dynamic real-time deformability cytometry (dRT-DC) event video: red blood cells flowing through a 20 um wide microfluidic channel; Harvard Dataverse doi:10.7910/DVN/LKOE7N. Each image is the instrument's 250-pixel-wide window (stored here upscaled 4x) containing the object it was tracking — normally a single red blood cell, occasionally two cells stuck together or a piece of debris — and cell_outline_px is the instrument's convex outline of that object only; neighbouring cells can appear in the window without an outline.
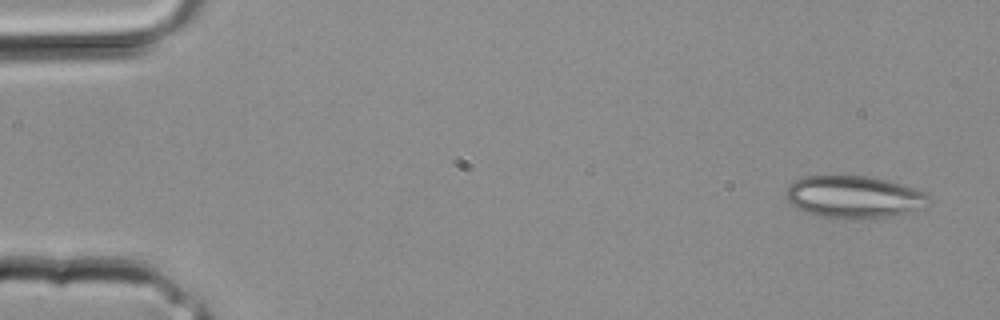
{"species": "common noctule bat (a hibernating species)", "species_latin": "Nyctalus noctula", "temperature_condition": "room temperature", "stored_images_in_passage": 23, "camera_frame_rate_fps": 3000, "um_per_image_px": 0.085, "animal": {"sex": "male", "body_mass_g": 20.4}, "frame": {"image": 1, "passage_image": 1, "time_ms": 0.0, "image_size_px": [1000, 320], "cell_outline_px": [[928, 196], [924, 208], [912, 212], [888, 216], [860, 220], [844, 220], [812, 216], [796, 208], [784, 196], [784, 192], [788, 184], [804, 176], [868, 176], [888, 180], [924, 192]], "centroid_in_image_um": [72.5, 16.77], "position_along_channel_um": 12.5, "area_um2": 35.78}}
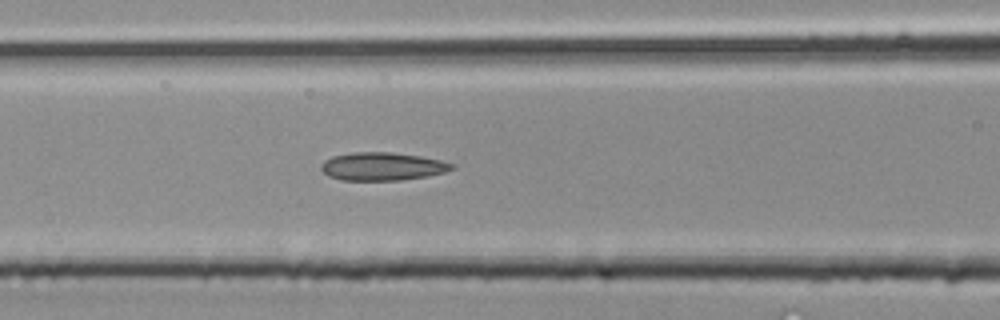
{"frame": {"image": 2, "passage_image": 13, "time_ms": 4.0, "image_size_px": [1000, 320], "cell_outline_px": [[456, 168], [444, 172], [428, 176], [400, 180], [340, 180], [328, 176], [320, 168], [324, 160], [332, 156], [352, 152], [392, 152], [420, 156], [440, 160], [456, 164]], "centroid_in_image_um": [32.51, 14.14], "position_along_channel_um": 134.1, "area_um2": 21.5}}
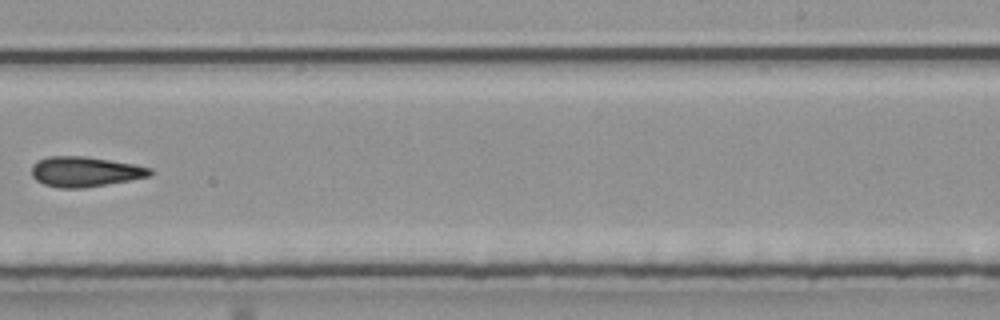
{"frame": {"image": 3, "passage_image": 20, "time_ms": 6.333, "image_size_px": [1000, 320], "cell_outline_px": [[152, 176], [132, 180], [80, 188], [60, 188], [44, 184], [36, 180], [32, 176], [32, 164], [36, 160], [48, 156], [84, 156], [132, 164], [152, 168]], "centroid_in_image_um": [7.21, 14.59], "position_along_channel_um": 281.8, "area_um2": 20.75}}